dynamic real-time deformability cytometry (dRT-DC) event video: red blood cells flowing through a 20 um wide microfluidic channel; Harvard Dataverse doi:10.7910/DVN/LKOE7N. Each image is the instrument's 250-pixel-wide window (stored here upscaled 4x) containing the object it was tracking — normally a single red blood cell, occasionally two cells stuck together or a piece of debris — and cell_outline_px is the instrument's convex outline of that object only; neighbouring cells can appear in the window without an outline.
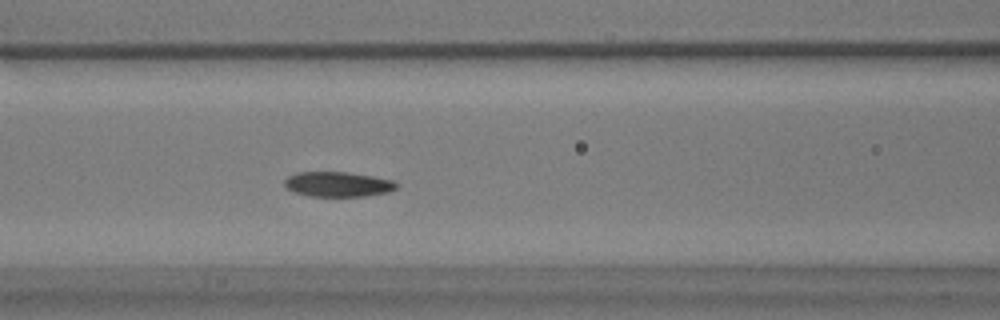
{"species": "common noctule bat (a hibernating species)", "species_latin": "Nyctalus noctula", "temperature_condition": "warm", "stored_images_in_passage": 50, "camera_frame_rate_fps": 3000, "um_per_image_px": 0.085, "animal": {"sex": "male", "body_mass_g": 17.9}, "frame": {"image": 1, "passage_image": 19, "time_ms": 6.0, "image_size_px": [1000, 320], "cell_outline_px": [[400, 184], [396, 188], [388, 192], [364, 196], [312, 196], [296, 192], [288, 188], [284, 184], [284, 180], [288, 176], [296, 172], [344, 172], [372, 176], [392, 180]], "centroid_in_image_um": [28.74, 15.65], "position_along_channel_um": 137.9, "area_um2": 16.13}}
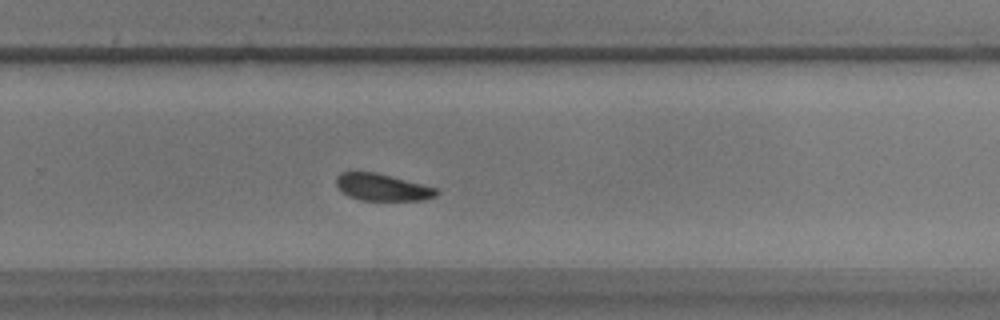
{"frame": {"image": 2, "passage_image": 32, "time_ms": 10.333, "image_size_px": [1000, 320], "cell_outline_px": [[440, 192], [436, 196], [424, 200], [360, 200], [348, 196], [336, 184], [336, 176], [340, 172], [376, 172], [436, 188]], "centroid_in_image_um": [32.49, 15.92], "position_along_channel_um": 297.3, "area_um2": 15.61}}
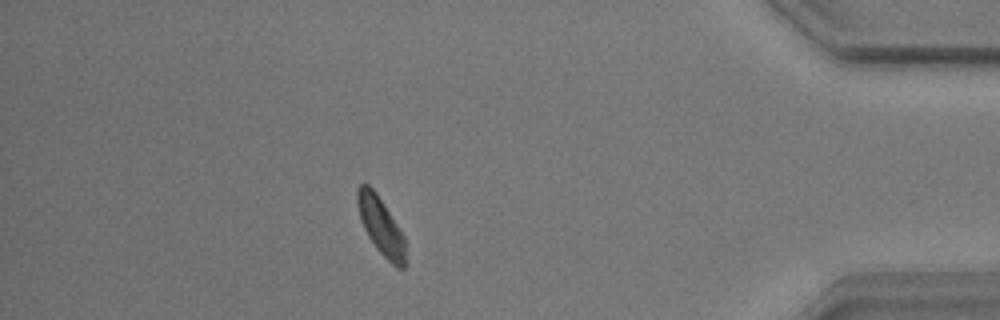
{"frame": {"image": 3, "passage_image": 44, "time_ms": 14.333, "image_size_px": [1000, 320], "cell_outline_px": [[404, 268], [396, 268], [376, 248], [368, 236], [360, 220], [356, 204], [356, 188], [360, 184], [368, 184], [376, 192], [404, 236]], "centroid_in_image_um": [32.32, 19.17], "position_along_channel_um": 402.9, "area_um2": 15.9}, "authors_computed_cell_mechanics": {"area_um2": 16.4441, "velocity_mm_per_s": 3.692, "shape_relaxation_time_tau1_ms": 2.9936, "shape_relaxation_time_tau2_ms": 8.2597, "deformation_change_tau1": 0.0829, "deformation_change_tau2": 0.13}}